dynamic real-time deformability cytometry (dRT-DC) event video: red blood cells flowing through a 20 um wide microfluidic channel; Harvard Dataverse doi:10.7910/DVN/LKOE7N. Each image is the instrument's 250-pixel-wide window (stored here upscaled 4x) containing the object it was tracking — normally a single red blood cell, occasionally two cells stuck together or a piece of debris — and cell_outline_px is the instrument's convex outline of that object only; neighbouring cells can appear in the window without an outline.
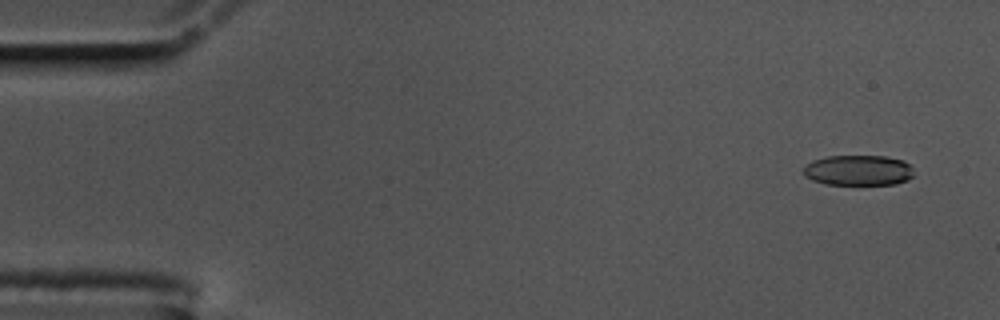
{"species": "common noctule bat (a hibernating species)", "species_latin": "Nyctalus noctula", "temperature_condition": "cold", "stored_images_in_passage": 55, "camera_frame_rate_fps": 3000, "um_per_image_px": 0.085, "animal": {"sex": "male", "body_mass_g": 17.5, "forearm_length_mm": 52.3}, "frame": {"image": 1, "passage_image": 1, "time_ms": 0.0, "image_size_px": [1000, 320], "cell_outline_px": [[912, 176], [908, 180], [896, 184], [824, 184], [812, 180], [804, 176], [804, 168], [812, 160], [828, 156], [884, 156], [904, 160], [912, 168]], "centroid_in_image_um": [72.96, 14.47], "position_along_channel_um": 12.0, "area_um2": 19.54}}
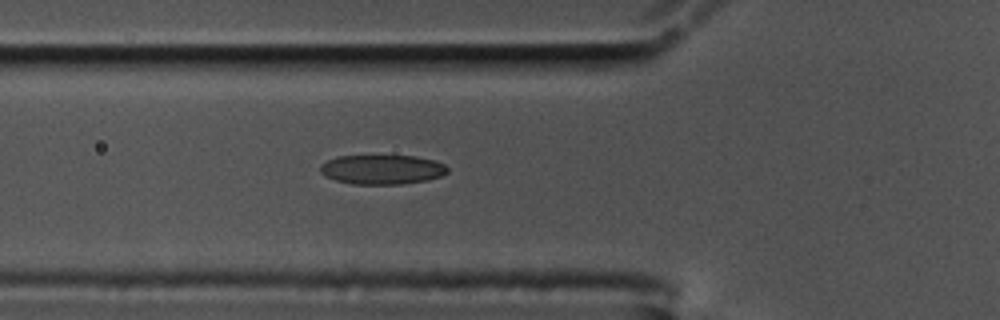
{"frame": {"image": 2, "passage_image": 18, "time_ms": 5.667, "image_size_px": [1000, 320], "cell_outline_px": [[448, 172], [440, 176], [428, 180], [400, 184], [352, 184], [336, 180], [324, 176], [320, 172], [320, 164], [336, 156], [416, 156], [432, 160], [444, 164], [448, 168]], "centroid_in_image_um": [32.45, 14.41], "position_along_channel_um": 93.3, "area_um2": 21.85}}
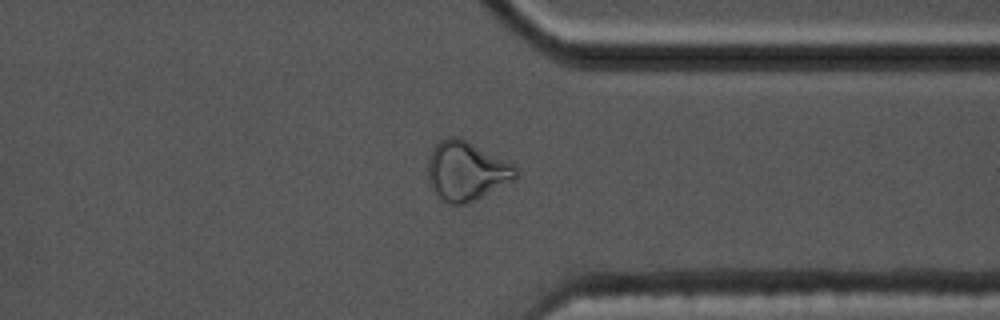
{"frame": {"image": 3, "passage_image": 42, "time_ms": 13.667, "image_size_px": [1000, 320], "cell_outline_px": [[520, 176], [516, 180], [476, 200], [464, 204], [448, 204], [440, 200], [432, 192], [428, 176], [428, 156], [432, 148], [440, 140], [448, 136], [456, 136], [516, 164], [520, 168]], "centroid_in_image_um": [39.68, 14.56], "position_along_channel_um": 371.7, "area_um2": 31.1}, "authors_computed_cell_mechanics": {"area_um2": 22.542, "velocity_mm_per_s": 3.5002, "shape_relaxation_time_tau1_ms": null, "shape_relaxation_time_tau2_ms": 2.5724, "deformation_change_tau1": null, "deformation_change_tau2": 0.0822}}